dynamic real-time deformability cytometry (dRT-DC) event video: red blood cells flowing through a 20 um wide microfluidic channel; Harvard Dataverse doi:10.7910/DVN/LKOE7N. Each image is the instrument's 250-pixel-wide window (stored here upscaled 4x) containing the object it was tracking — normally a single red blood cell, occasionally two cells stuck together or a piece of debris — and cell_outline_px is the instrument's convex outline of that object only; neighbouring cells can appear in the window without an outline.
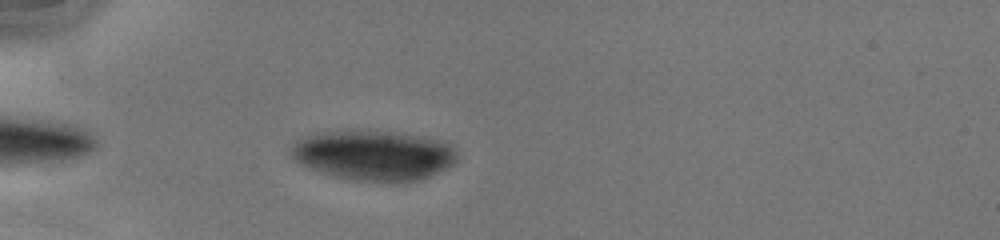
{"species": "human", "species_latin": "Homo sapiens", "temperature_condition": "cold", "stored_images_in_passage": 37, "camera_frame_rate_fps": 3000, "um_per_image_px": 0.085, "donor": {"sex": "male"}, "frame": {"image": 1, "passage_image": 3, "time_ms": 0.667, "image_size_px": [1000, 240], "cell_outline_px": [[456, 160], [452, 164], [428, 176], [416, 180], [356, 180], [336, 176], [308, 168], [300, 164], [288, 152], [292, 144], [296, 140], [304, 136], [320, 132], [356, 128], [420, 136], [444, 140], [452, 144], [456, 152]], "centroid_in_image_um": [31.7, 13.14], "position_along_channel_um": 53.3, "area_um2": 48.32}}
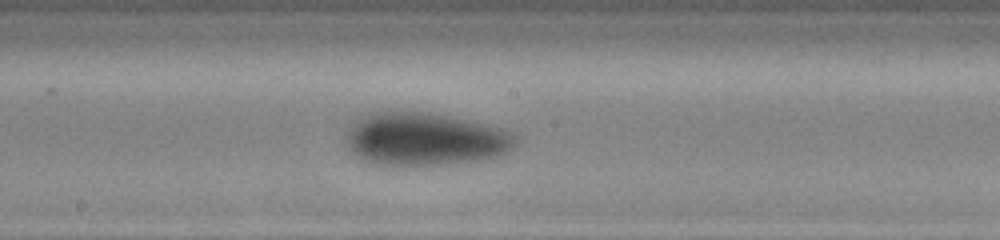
{"frame": {"image": 2, "passage_image": 16, "time_ms": 5.0, "image_size_px": [1000, 240], "cell_outline_px": [[516, 144], [512, 148], [500, 156], [484, 160], [412, 168], [400, 168], [376, 164], [364, 160], [348, 144], [348, 128], [356, 120], [368, 112], [428, 112], [484, 124], [500, 128], [516, 136]], "centroid_in_image_um": [36.13, 11.87], "position_along_channel_um": 212.1, "area_um2": 52.6}}
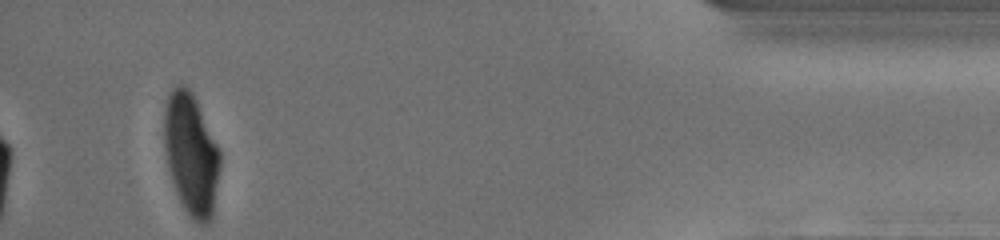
{"frame": {"image": 3, "passage_image": 35, "time_ms": 11.333, "image_size_px": [1000, 240], "cell_outline_px": [[220, 164], [212, 220], [208, 224], [196, 224], [188, 216], [176, 192], [168, 168], [164, 148], [164, 112], [168, 96], [176, 84], [184, 84], [192, 92], [220, 148]], "centroid_in_image_um": [16.25, 13.13], "position_along_channel_um": 418.9, "area_um2": 39.88}}